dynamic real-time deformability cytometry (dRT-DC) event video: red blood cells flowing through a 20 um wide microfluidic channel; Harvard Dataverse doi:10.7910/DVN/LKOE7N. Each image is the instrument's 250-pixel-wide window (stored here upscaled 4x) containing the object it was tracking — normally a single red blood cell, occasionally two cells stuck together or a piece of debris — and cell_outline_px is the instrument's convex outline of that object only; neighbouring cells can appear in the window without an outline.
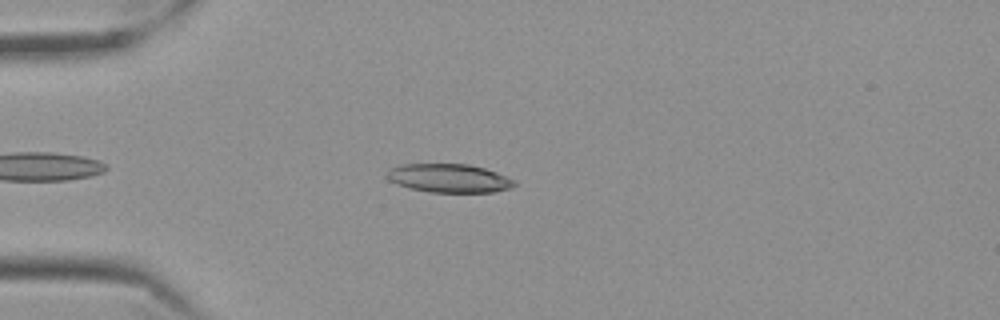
{"species": "Egyptian fruit bat (a non-hibernating species)", "species_latin": "Rousettus aegyptiacus", "temperature_condition": "cold", "stored_images_in_passage": 45, "camera_frame_rate_fps": 3000, "um_per_image_px": 0.085, "frame": {"image": 1, "passage_image": 7, "time_ms": 2.0, "image_size_px": [1000, 320], "cell_outline_px": [[516, 184], [512, 188], [492, 192], [428, 192], [396, 184], [388, 180], [384, 176], [392, 168], [404, 164], [468, 164], [484, 168], [496, 172], [512, 180]], "centroid_in_image_um": [38.14, 15.15], "position_along_channel_um": 46.9, "area_um2": 21.04}}
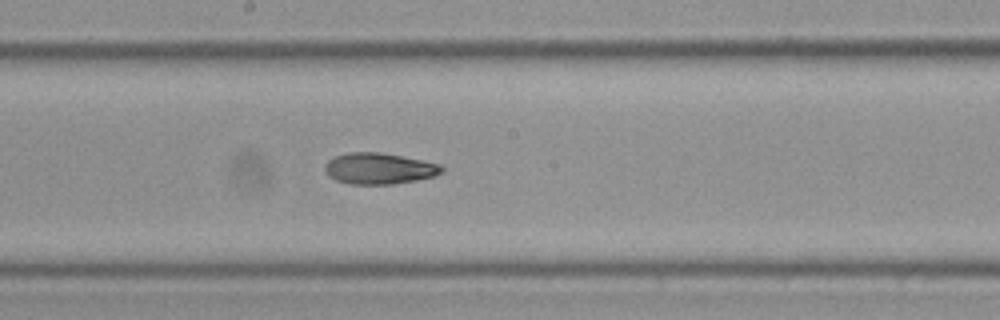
{"frame": {"image": 2, "passage_image": 23, "time_ms": 7.333, "image_size_px": [1000, 320], "cell_outline_px": [[444, 172], [436, 176], [416, 180], [392, 184], [352, 184], [336, 180], [324, 168], [324, 164], [328, 160], [336, 156], [348, 152], [380, 152], [440, 164], [444, 168]], "centroid_in_image_um": [32.26, 14.32], "position_along_channel_um": 215.9, "area_um2": 21.04}}
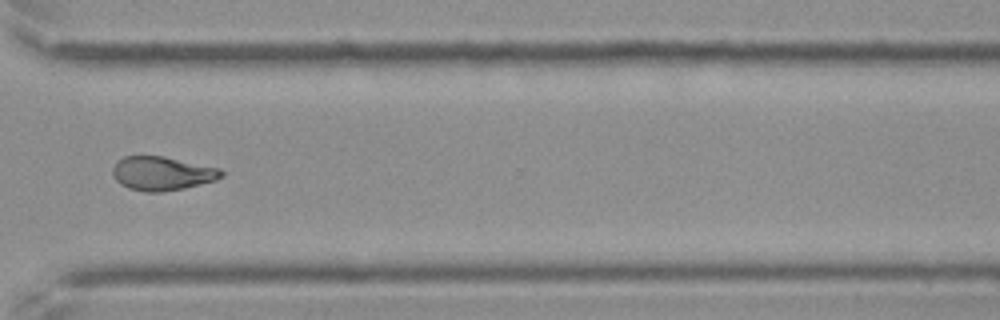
{"frame": {"image": 3, "passage_image": 35, "time_ms": 11.333, "image_size_px": [1000, 320], "cell_outline_px": [[224, 176], [216, 180], [184, 188], [160, 192], [144, 192], [128, 188], [120, 184], [112, 176], [112, 168], [116, 160], [124, 156], [164, 156], [220, 168], [224, 172]], "centroid_in_image_um": [13.76, 14.74], "position_along_channel_um": 356.8, "area_um2": 21.68}, "authors_computed_cell_mechanics": {"area_um2": 21.3282, "velocity_mm_per_s": 3.5263, "shape_relaxation_time_tau1_ms": null, "shape_relaxation_time_tau2_ms": 4.5821, "deformation_change_tau1": null, "deformation_change_tau2": 0.112}}